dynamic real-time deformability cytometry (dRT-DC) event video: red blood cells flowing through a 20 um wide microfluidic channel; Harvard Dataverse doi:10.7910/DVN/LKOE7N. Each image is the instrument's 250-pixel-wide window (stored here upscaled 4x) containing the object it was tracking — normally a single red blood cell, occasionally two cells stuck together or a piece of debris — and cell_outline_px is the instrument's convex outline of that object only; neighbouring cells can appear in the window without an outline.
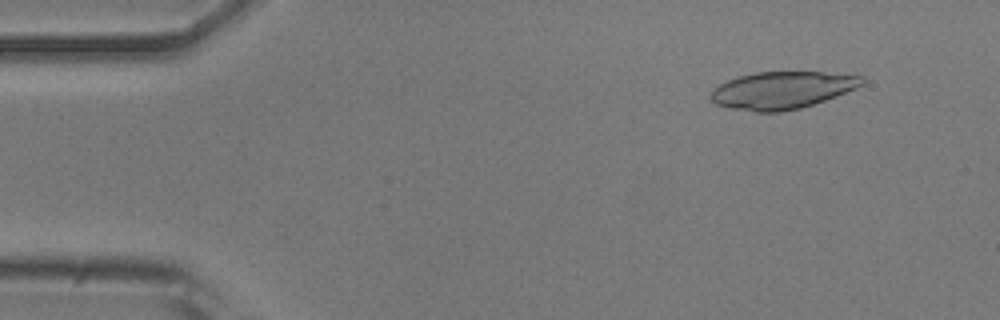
{"species": "common noctule bat (a hibernating species)", "species_latin": "Nyctalus noctula", "temperature_condition": "room temperature", "stored_images_in_passage": 51, "camera_frame_rate_fps": 3000, "um_per_image_px": 0.085, "animal": {"sex": "male", "body_mass_g": 20.5, "forearm_length_mm": 52.5}, "frame": {"image": 1, "passage_image": 5, "time_ms": 1.333, "image_size_px": [1000, 320], "cell_outline_px": [[864, 84], [856, 88], [836, 96], [800, 108], [780, 112], [756, 112], [732, 108], [716, 104], [708, 96], [720, 84], [736, 76], [756, 72], [824, 72], [864, 76]], "centroid_in_image_um": [66.48, 7.66], "position_along_channel_um": 18.5, "area_um2": 32.71}}
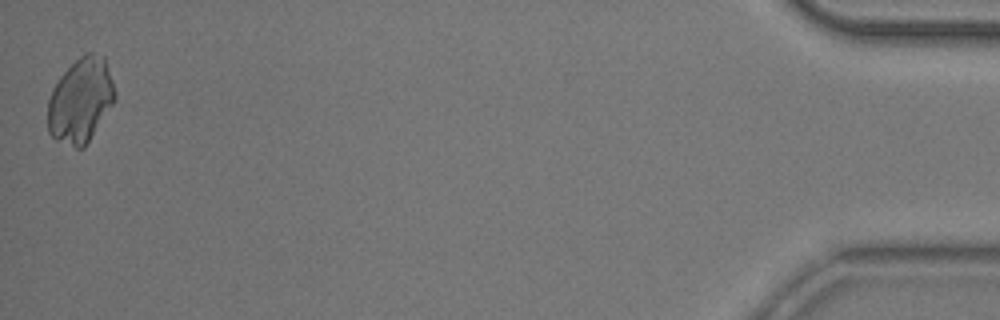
{"frame": {"image": 2, "passage_image": 51, "time_ms": 16.667, "image_size_px": [1000, 320], "cell_outline_px": [[116, 100], [84, 148], [76, 148], [56, 140], [48, 132], [48, 100], [52, 88], [60, 76], [84, 52], [92, 52], [104, 56], [112, 80], [116, 96]], "centroid_in_image_um": [6.85, 8.54], "position_along_channel_um": 428.3, "area_um2": 33.18}}